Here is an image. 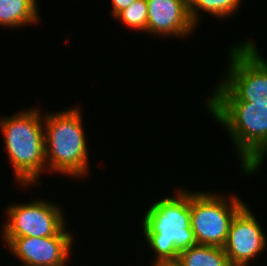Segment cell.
<instances>
[{
	"label": "cell",
	"instance_id": "obj_14",
	"mask_svg": "<svg viewBox=\"0 0 267 266\" xmlns=\"http://www.w3.org/2000/svg\"><path fill=\"white\" fill-rule=\"evenodd\" d=\"M115 20H119L126 28L147 34L148 7L146 0H136L120 12Z\"/></svg>",
	"mask_w": 267,
	"mask_h": 266
},
{
	"label": "cell",
	"instance_id": "obj_16",
	"mask_svg": "<svg viewBox=\"0 0 267 266\" xmlns=\"http://www.w3.org/2000/svg\"><path fill=\"white\" fill-rule=\"evenodd\" d=\"M157 266H177L175 263H171V264H160Z\"/></svg>",
	"mask_w": 267,
	"mask_h": 266
},
{
	"label": "cell",
	"instance_id": "obj_15",
	"mask_svg": "<svg viewBox=\"0 0 267 266\" xmlns=\"http://www.w3.org/2000/svg\"><path fill=\"white\" fill-rule=\"evenodd\" d=\"M111 16L115 18L120 12L130 6L136 0H111Z\"/></svg>",
	"mask_w": 267,
	"mask_h": 266
},
{
	"label": "cell",
	"instance_id": "obj_4",
	"mask_svg": "<svg viewBox=\"0 0 267 266\" xmlns=\"http://www.w3.org/2000/svg\"><path fill=\"white\" fill-rule=\"evenodd\" d=\"M81 108L43 114L47 174L55 172L86 179L89 172V148L84 131Z\"/></svg>",
	"mask_w": 267,
	"mask_h": 266
},
{
	"label": "cell",
	"instance_id": "obj_2",
	"mask_svg": "<svg viewBox=\"0 0 267 266\" xmlns=\"http://www.w3.org/2000/svg\"><path fill=\"white\" fill-rule=\"evenodd\" d=\"M169 196L156 200L142 217L143 236L154 252L151 266L176 263L180 252L197 245L191 229V190L177 187Z\"/></svg>",
	"mask_w": 267,
	"mask_h": 266
},
{
	"label": "cell",
	"instance_id": "obj_11",
	"mask_svg": "<svg viewBox=\"0 0 267 266\" xmlns=\"http://www.w3.org/2000/svg\"><path fill=\"white\" fill-rule=\"evenodd\" d=\"M38 0H0V27L16 29L41 20Z\"/></svg>",
	"mask_w": 267,
	"mask_h": 266
},
{
	"label": "cell",
	"instance_id": "obj_5",
	"mask_svg": "<svg viewBox=\"0 0 267 266\" xmlns=\"http://www.w3.org/2000/svg\"><path fill=\"white\" fill-rule=\"evenodd\" d=\"M254 39L232 44L228 67L220 80L239 100L252 105H267V58L258 52Z\"/></svg>",
	"mask_w": 267,
	"mask_h": 266
},
{
	"label": "cell",
	"instance_id": "obj_12",
	"mask_svg": "<svg viewBox=\"0 0 267 266\" xmlns=\"http://www.w3.org/2000/svg\"><path fill=\"white\" fill-rule=\"evenodd\" d=\"M177 266H231L223 247L195 245L179 253Z\"/></svg>",
	"mask_w": 267,
	"mask_h": 266
},
{
	"label": "cell",
	"instance_id": "obj_3",
	"mask_svg": "<svg viewBox=\"0 0 267 266\" xmlns=\"http://www.w3.org/2000/svg\"><path fill=\"white\" fill-rule=\"evenodd\" d=\"M38 107L24 108L0 118V132L15 181L25 187L41 184L47 173L43 113ZM43 172V173H42ZM41 175V176H40Z\"/></svg>",
	"mask_w": 267,
	"mask_h": 266
},
{
	"label": "cell",
	"instance_id": "obj_7",
	"mask_svg": "<svg viewBox=\"0 0 267 266\" xmlns=\"http://www.w3.org/2000/svg\"><path fill=\"white\" fill-rule=\"evenodd\" d=\"M6 207L8 219L3 222V238L55 236L67 224L62 208L51 200L35 198Z\"/></svg>",
	"mask_w": 267,
	"mask_h": 266
},
{
	"label": "cell",
	"instance_id": "obj_8",
	"mask_svg": "<svg viewBox=\"0 0 267 266\" xmlns=\"http://www.w3.org/2000/svg\"><path fill=\"white\" fill-rule=\"evenodd\" d=\"M67 229L68 225L55 236L3 238V241L11 255L21 260L20 266H68L76 240Z\"/></svg>",
	"mask_w": 267,
	"mask_h": 266
},
{
	"label": "cell",
	"instance_id": "obj_1",
	"mask_svg": "<svg viewBox=\"0 0 267 266\" xmlns=\"http://www.w3.org/2000/svg\"><path fill=\"white\" fill-rule=\"evenodd\" d=\"M210 92L207 112L230 135L243 175L254 176L267 156V105L239 100L222 82Z\"/></svg>",
	"mask_w": 267,
	"mask_h": 266
},
{
	"label": "cell",
	"instance_id": "obj_10",
	"mask_svg": "<svg viewBox=\"0 0 267 266\" xmlns=\"http://www.w3.org/2000/svg\"><path fill=\"white\" fill-rule=\"evenodd\" d=\"M148 7L147 34L187 38L196 25L191 21L188 0H146Z\"/></svg>",
	"mask_w": 267,
	"mask_h": 266
},
{
	"label": "cell",
	"instance_id": "obj_13",
	"mask_svg": "<svg viewBox=\"0 0 267 266\" xmlns=\"http://www.w3.org/2000/svg\"><path fill=\"white\" fill-rule=\"evenodd\" d=\"M240 6H242V0H188L191 21L197 27L204 14L215 16L218 20L222 18L226 20L236 15Z\"/></svg>",
	"mask_w": 267,
	"mask_h": 266
},
{
	"label": "cell",
	"instance_id": "obj_6",
	"mask_svg": "<svg viewBox=\"0 0 267 266\" xmlns=\"http://www.w3.org/2000/svg\"><path fill=\"white\" fill-rule=\"evenodd\" d=\"M245 205L237 194L191 190V229L197 244L223 247L232 220Z\"/></svg>",
	"mask_w": 267,
	"mask_h": 266
},
{
	"label": "cell",
	"instance_id": "obj_9",
	"mask_svg": "<svg viewBox=\"0 0 267 266\" xmlns=\"http://www.w3.org/2000/svg\"><path fill=\"white\" fill-rule=\"evenodd\" d=\"M256 218L246 204L232 220L223 246L231 266H249L266 251V232Z\"/></svg>",
	"mask_w": 267,
	"mask_h": 266
}]
</instances>
